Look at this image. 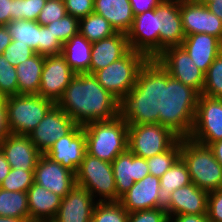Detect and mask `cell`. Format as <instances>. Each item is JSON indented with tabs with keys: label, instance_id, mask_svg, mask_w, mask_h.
<instances>
[{
	"label": "cell",
	"instance_id": "obj_1",
	"mask_svg": "<svg viewBox=\"0 0 222 222\" xmlns=\"http://www.w3.org/2000/svg\"><path fill=\"white\" fill-rule=\"evenodd\" d=\"M119 100L93 74L79 73L70 81L57 105L79 126L118 116Z\"/></svg>",
	"mask_w": 222,
	"mask_h": 222
},
{
	"label": "cell",
	"instance_id": "obj_2",
	"mask_svg": "<svg viewBox=\"0 0 222 222\" xmlns=\"http://www.w3.org/2000/svg\"><path fill=\"white\" fill-rule=\"evenodd\" d=\"M162 99L163 66L156 59H148L135 86L119 100L118 116L128 125L159 123Z\"/></svg>",
	"mask_w": 222,
	"mask_h": 222
},
{
	"label": "cell",
	"instance_id": "obj_3",
	"mask_svg": "<svg viewBox=\"0 0 222 222\" xmlns=\"http://www.w3.org/2000/svg\"><path fill=\"white\" fill-rule=\"evenodd\" d=\"M199 95L192 87L172 78L163 67V99L159 124L170 129L180 139L189 138Z\"/></svg>",
	"mask_w": 222,
	"mask_h": 222
},
{
	"label": "cell",
	"instance_id": "obj_4",
	"mask_svg": "<svg viewBox=\"0 0 222 222\" xmlns=\"http://www.w3.org/2000/svg\"><path fill=\"white\" fill-rule=\"evenodd\" d=\"M88 154L112 163L128 149V124L119 116L83 126Z\"/></svg>",
	"mask_w": 222,
	"mask_h": 222
},
{
	"label": "cell",
	"instance_id": "obj_5",
	"mask_svg": "<svg viewBox=\"0 0 222 222\" xmlns=\"http://www.w3.org/2000/svg\"><path fill=\"white\" fill-rule=\"evenodd\" d=\"M180 157L185 162L191 182L206 192L222 188V165L205 145L181 138Z\"/></svg>",
	"mask_w": 222,
	"mask_h": 222
},
{
	"label": "cell",
	"instance_id": "obj_6",
	"mask_svg": "<svg viewBox=\"0 0 222 222\" xmlns=\"http://www.w3.org/2000/svg\"><path fill=\"white\" fill-rule=\"evenodd\" d=\"M5 105L10 133L28 136L55 103L40 95L19 94L6 97Z\"/></svg>",
	"mask_w": 222,
	"mask_h": 222
},
{
	"label": "cell",
	"instance_id": "obj_7",
	"mask_svg": "<svg viewBox=\"0 0 222 222\" xmlns=\"http://www.w3.org/2000/svg\"><path fill=\"white\" fill-rule=\"evenodd\" d=\"M147 60L144 54L130 50L124 57L93 75L105 90L120 100L135 86L138 73Z\"/></svg>",
	"mask_w": 222,
	"mask_h": 222
},
{
	"label": "cell",
	"instance_id": "obj_8",
	"mask_svg": "<svg viewBox=\"0 0 222 222\" xmlns=\"http://www.w3.org/2000/svg\"><path fill=\"white\" fill-rule=\"evenodd\" d=\"M75 176L76 185L85 188L94 199L99 196L100 202L117 201V189L110 162L86 152Z\"/></svg>",
	"mask_w": 222,
	"mask_h": 222
},
{
	"label": "cell",
	"instance_id": "obj_9",
	"mask_svg": "<svg viewBox=\"0 0 222 222\" xmlns=\"http://www.w3.org/2000/svg\"><path fill=\"white\" fill-rule=\"evenodd\" d=\"M179 137L167 127L156 124L128 125V149L141 158L167 151Z\"/></svg>",
	"mask_w": 222,
	"mask_h": 222
},
{
	"label": "cell",
	"instance_id": "obj_10",
	"mask_svg": "<svg viewBox=\"0 0 222 222\" xmlns=\"http://www.w3.org/2000/svg\"><path fill=\"white\" fill-rule=\"evenodd\" d=\"M189 138L205 146L222 139V99L199 95Z\"/></svg>",
	"mask_w": 222,
	"mask_h": 222
},
{
	"label": "cell",
	"instance_id": "obj_11",
	"mask_svg": "<svg viewBox=\"0 0 222 222\" xmlns=\"http://www.w3.org/2000/svg\"><path fill=\"white\" fill-rule=\"evenodd\" d=\"M156 60L168 71L172 78L192 87L200 95L202 94L205 73L195 65L182 46L166 48Z\"/></svg>",
	"mask_w": 222,
	"mask_h": 222
},
{
	"label": "cell",
	"instance_id": "obj_12",
	"mask_svg": "<svg viewBox=\"0 0 222 222\" xmlns=\"http://www.w3.org/2000/svg\"><path fill=\"white\" fill-rule=\"evenodd\" d=\"M77 125L70 116L55 104L35 129L28 134V137L36 148L42 154H45L57 140L69 134Z\"/></svg>",
	"mask_w": 222,
	"mask_h": 222
},
{
	"label": "cell",
	"instance_id": "obj_13",
	"mask_svg": "<svg viewBox=\"0 0 222 222\" xmlns=\"http://www.w3.org/2000/svg\"><path fill=\"white\" fill-rule=\"evenodd\" d=\"M126 35L131 50L144 54L148 59L159 56V23L155 9L135 15Z\"/></svg>",
	"mask_w": 222,
	"mask_h": 222
},
{
	"label": "cell",
	"instance_id": "obj_14",
	"mask_svg": "<svg viewBox=\"0 0 222 222\" xmlns=\"http://www.w3.org/2000/svg\"><path fill=\"white\" fill-rule=\"evenodd\" d=\"M75 75L62 54L45 56L38 95L57 104Z\"/></svg>",
	"mask_w": 222,
	"mask_h": 222
},
{
	"label": "cell",
	"instance_id": "obj_15",
	"mask_svg": "<svg viewBox=\"0 0 222 222\" xmlns=\"http://www.w3.org/2000/svg\"><path fill=\"white\" fill-rule=\"evenodd\" d=\"M180 13L185 36L205 33L222 42V20L197 0H180Z\"/></svg>",
	"mask_w": 222,
	"mask_h": 222
},
{
	"label": "cell",
	"instance_id": "obj_16",
	"mask_svg": "<svg viewBox=\"0 0 222 222\" xmlns=\"http://www.w3.org/2000/svg\"><path fill=\"white\" fill-rule=\"evenodd\" d=\"M86 152L83 126L77 125L69 134L57 140L45 155L76 174Z\"/></svg>",
	"mask_w": 222,
	"mask_h": 222
},
{
	"label": "cell",
	"instance_id": "obj_17",
	"mask_svg": "<svg viewBox=\"0 0 222 222\" xmlns=\"http://www.w3.org/2000/svg\"><path fill=\"white\" fill-rule=\"evenodd\" d=\"M34 182L64 198L76 185V176L74 172L42 154L34 169Z\"/></svg>",
	"mask_w": 222,
	"mask_h": 222
},
{
	"label": "cell",
	"instance_id": "obj_18",
	"mask_svg": "<svg viewBox=\"0 0 222 222\" xmlns=\"http://www.w3.org/2000/svg\"><path fill=\"white\" fill-rule=\"evenodd\" d=\"M159 23V55L169 47L181 46L185 34L182 27L180 0H163L156 8Z\"/></svg>",
	"mask_w": 222,
	"mask_h": 222
},
{
	"label": "cell",
	"instance_id": "obj_19",
	"mask_svg": "<svg viewBox=\"0 0 222 222\" xmlns=\"http://www.w3.org/2000/svg\"><path fill=\"white\" fill-rule=\"evenodd\" d=\"M111 165L117 189V201L134 185V182L150 174L146 159L135 156L129 149L119 154Z\"/></svg>",
	"mask_w": 222,
	"mask_h": 222
},
{
	"label": "cell",
	"instance_id": "obj_20",
	"mask_svg": "<svg viewBox=\"0 0 222 222\" xmlns=\"http://www.w3.org/2000/svg\"><path fill=\"white\" fill-rule=\"evenodd\" d=\"M96 199L85 188L75 185L62 198L58 213L52 222H91Z\"/></svg>",
	"mask_w": 222,
	"mask_h": 222
},
{
	"label": "cell",
	"instance_id": "obj_21",
	"mask_svg": "<svg viewBox=\"0 0 222 222\" xmlns=\"http://www.w3.org/2000/svg\"><path fill=\"white\" fill-rule=\"evenodd\" d=\"M0 149L11 168L34 171L42 153L25 135H8L1 143Z\"/></svg>",
	"mask_w": 222,
	"mask_h": 222
},
{
	"label": "cell",
	"instance_id": "obj_22",
	"mask_svg": "<svg viewBox=\"0 0 222 222\" xmlns=\"http://www.w3.org/2000/svg\"><path fill=\"white\" fill-rule=\"evenodd\" d=\"M160 178L148 174L124 193L119 202L128 213L157 208Z\"/></svg>",
	"mask_w": 222,
	"mask_h": 222
},
{
	"label": "cell",
	"instance_id": "obj_23",
	"mask_svg": "<svg viewBox=\"0 0 222 222\" xmlns=\"http://www.w3.org/2000/svg\"><path fill=\"white\" fill-rule=\"evenodd\" d=\"M127 35L117 32L113 36L92 43L90 74L124 57L129 51Z\"/></svg>",
	"mask_w": 222,
	"mask_h": 222
},
{
	"label": "cell",
	"instance_id": "obj_24",
	"mask_svg": "<svg viewBox=\"0 0 222 222\" xmlns=\"http://www.w3.org/2000/svg\"><path fill=\"white\" fill-rule=\"evenodd\" d=\"M181 46L204 73L222 52V42L217 37L205 33L185 36Z\"/></svg>",
	"mask_w": 222,
	"mask_h": 222
},
{
	"label": "cell",
	"instance_id": "obj_25",
	"mask_svg": "<svg viewBox=\"0 0 222 222\" xmlns=\"http://www.w3.org/2000/svg\"><path fill=\"white\" fill-rule=\"evenodd\" d=\"M29 222H52L58 213L62 197L34 184L27 191Z\"/></svg>",
	"mask_w": 222,
	"mask_h": 222
},
{
	"label": "cell",
	"instance_id": "obj_26",
	"mask_svg": "<svg viewBox=\"0 0 222 222\" xmlns=\"http://www.w3.org/2000/svg\"><path fill=\"white\" fill-rule=\"evenodd\" d=\"M207 204L208 192L190 183L171 193L170 217L182 214L206 215Z\"/></svg>",
	"mask_w": 222,
	"mask_h": 222
},
{
	"label": "cell",
	"instance_id": "obj_27",
	"mask_svg": "<svg viewBox=\"0 0 222 222\" xmlns=\"http://www.w3.org/2000/svg\"><path fill=\"white\" fill-rule=\"evenodd\" d=\"M191 182L187 165L179 157L169 170L160 177V189L157 198V208L165 210L170 217L171 193L189 185Z\"/></svg>",
	"mask_w": 222,
	"mask_h": 222
},
{
	"label": "cell",
	"instance_id": "obj_28",
	"mask_svg": "<svg viewBox=\"0 0 222 222\" xmlns=\"http://www.w3.org/2000/svg\"><path fill=\"white\" fill-rule=\"evenodd\" d=\"M94 12L104 17L116 32L125 34L135 16L130 0H94Z\"/></svg>",
	"mask_w": 222,
	"mask_h": 222
},
{
	"label": "cell",
	"instance_id": "obj_29",
	"mask_svg": "<svg viewBox=\"0 0 222 222\" xmlns=\"http://www.w3.org/2000/svg\"><path fill=\"white\" fill-rule=\"evenodd\" d=\"M45 56L35 53L16 66L18 95H38Z\"/></svg>",
	"mask_w": 222,
	"mask_h": 222
},
{
	"label": "cell",
	"instance_id": "obj_30",
	"mask_svg": "<svg viewBox=\"0 0 222 222\" xmlns=\"http://www.w3.org/2000/svg\"><path fill=\"white\" fill-rule=\"evenodd\" d=\"M92 43L77 33L63 44L62 55L70 68L76 73L90 74Z\"/></svg>",
	"mask_w": 222,
	"mask_h": 222
},
{
	"label": "cell",
	"instance_id": "obj_31",
	"mask_svg": "<svg viewBox=\"0 0 222 222\" xmlns=\"http://www.w3.org/2000/svg\"><path fill=\"white\" fill-rule=\"evenodd\" d=\"M12 40L27 44L40 54V24L37 21L14 20L6 25Z\"/></svg>",
	"mask_w": 222,
	"mask_h": 222
},
{
	"label": "cell",
	"instance_id": "obj_32",
	"mask_svg": "<svg viewBox=\"0 0 222 222\" xmlns=\"http://www.w3.org/2000/svg\"><path fill=\"white\" fill-rule=\"evenodd\" d=\"M0 216L25 219L29 222L27 192L6 191L0 188Z\"/></svg>",
	"mask_w": 222,
	"mask_h": 222
},
{
	"label": "cell",
	"instance_id": "obj_33",
	"mask_svg": "<svg viewBox=\"0 0 222 222\" xmlns=\"http://www.w3.org/2000/svg\"><path fill=\"white\" fill-rule=\"evenodd\" d=\"M79 33L93 43L109 38L117 32L104 17L92 12L86 17L79 19Z\"/></svg>",
	"mask_w": 222,
	"mask_h": 222
},
{
	"label": "cell",
	"instance_id": "obj_34",
	"mask_svg": "<svg viewBox=\"0 0 222 222\" xmlns=\"http://www.w3.org/2000/svg\"><path fill=\"white\" fill-rule=\"evenodd\" d=\"M129 213L119 201H96L92 222H128Z\"/></svg>",
	"mask_w": 222,
	"mask_h": 222
},
{
	"label": "cell",
	"instance_id": "obj_35",
	"mask_svg": "<svg viewBox=\"0 0 222 222\" xmlns=\"http://www.w3.org/2000/svg\"><path fill=\"white\" fill-rule=\"evenodd\" d=\"M181 139L179 138L167 151L146 159L149 173L161 177L180 157Z\"/></svg>",
	"mask_w": 222,
	"mask_h": 222
},
{
	"label": "cell",
	"instance_id": "obj_36",
	"mask_svg": "<svg viewBox=\"0 0 222 222\" xmlns=\"http://www.w3.org/2000/svg\"><path fill=\"white\" fill-rule=\"evenodd\" d=\"M202 95L222 99V52L215 58L205 73Z\"/></svg>",
	"mask_w": 222,
	"mask_h": 222
},
{
	"label": "cell",
	"instance_id": "obj_37",
	"mask_svg": "<svg viewBox=\"0 0 222 222\" xmlns=\"http://www.w3.org/2000/svg\"><path fill=\"white\" fill-rule=\"evenodd\" d=\"M33 184L34 171L12 168L0 184V188L6 191L27 192Z\"/></svg>",
	"mask_w": 222,
	"mask_h": 222
},
{
	"label": "cell",
	"instance_id": "obj_38",
	"mask_svg": "<svg viewBox=\"0 0 222 222\" xmlns=\"http://www.w3.org/2000/svg\"><path fill=\"white\" fill-rule=\"evenodd\" d=\"M59 41L64 44L72 36L79 33V19L66 14L60 20H56L48 25H45Z\"/></svg>",
	"mask_w": 222,
	"mask_h": 222
},
{
	"label": "cell",
	"instance_id": "obj_39",
	"mask_svg": "<svg viewBox=\"0 0 222 222\" xmlns=\"http://www.w3.org/2000/svg\"><path fill=\"white\" fill-rule=\"evenodd\" d=\"M46 0H13V21H37Z\"/></svg>",
	"mask_w": 222,
	"mask_h": 222
},
{
	"label": "cell",
	"instance_id": "obj_40",
	"mask_svg": "<svg viewBox=\"0 0 222 222\" xmlns=\"http://www.w3.org/2000/svg\"><path fill=\"white\" fill-rule=\"evenodd\" d=\"M0 91L6 96L18 95L16 67L0 55Z\"/></svg>",
	"mask_w": 222,
	"mask_h": 222
},
{
	"label": "cell",
	"instance_id": "obj_41",
	"mask_svg": "<svg viewBox=\"0 0 222 222\" xmlns=\"http://www.w3.org/2000/svg\"><path fill=\"white\" fill-rule=\"evenodd\" d=\"M66 14L63 0H46L44 7L38 15L37 23L45 26L56 20H60Z\"/></svg>",
	"mask_w": 222,
	"mask_h": 222
},
{
	"label": "cell",
	"instance_id": "obj_42",
	"mask_svg": "<svg viewBox=\"0 0 222 222\" xmlns=\"http://www.w3.org/2000/svg\"><path fill=\"white\" fill-rule=\"evenodd\" d=\"M35 54V51L27 44L18 43L17 40H12L10 45L4 50L3 55L6 60L16 67L19 63L24 62Z\"/></svg>",
	"mask_w": 222,
	"mask_h": 222
},
{
	"label": "cell",
	"instance_id": "obj_43",
	"mask_svg": "<svg viewBox=\"0 0 222 222\" xmlns=\"http://www.w3.org/2000/svg\"><path fill=\"white\" fill-rule=\"evenodd\" d=\"M63 44L46 26L40 25V55H58L62 53Z\"/></svg>",
	"mask_w": 222,
	"mask_h": 222
},
{
	"label": "cell",
	"instance_id": "obj_44",
	"mask_svg": "<svg viewBox=\"0 0 222 222\" xmlns=\"http://www.w3.org/2000/svg\"><path fill=\"white\" fill-rule=\"evenodd\" d=\"M128 222H169L167 212L153 208L129 213Z\"/></svg>",
	"mask_w": 222,
	"mask_h": 222
},
{
	"label": "cell",
	"instance_id": "obj_45",
	"mask_svg": "<svg viewBox=\"0 0 222 222\" xmlns=\"http://www.w3.org/2000/svg\"><path fill=\"white\" fill-rule=\"evenodd\" d=\"M66 13L77 19L86 17L94 12V0H63Z\"/></svg>",
	"mask_w": 222,
	"mask_h": 222
},
{
	"label": "cell",
	"instance_id": "obj_46",
	"mask_svg": "<svg viewBox=\"0 0 222 222\" xmlns=\"http://www.w3.org/2000/svg\"><path fill=\"white\" fill-rule=\"evenodd\" d=\"M207 216L210 222H222V188L208 193Z\"/></svg>",
	"mask_w": 222,
	"mask_h": 222
},
{
	"label": "cell",
	"instance_id": "obj_47",
	"mask_svg": "<svg viewBox=\"0 0 222 222\" xmlns=\"http://www.w3.org/2000/svg\"><path fill=\"white\" fill-rule=\"evenodd\" d=\"M163 0H130L134 15L155 9Z\"/></svg>",
	"mask_w": 222,
	"mask_h": 222
},
{
	"label": "cell",
	"instance_id": "obj_48",
	"mask_svg": "<svg viewBox=\"0 0 222 222\" xmlns=\"http://www.w3.org/2000/svg\"><path fill=\"white\" fill-rule=\"evenodd\" d=\"M13 21V0H0V25Z\"/></svg>",
	"mask_w": 222,
	"mask_h": 222
},
{
	"label": "cell",
	"instance_id": "obj_49",
	"mask_svg": "<svg viewBox=\"0 0 222 222\" xmlns=\"http://www.w3.org/2000/svg\"><path fill=\"white\" fill-rule=\"evenodd\" d=\"M169 222H210V220L207 214L206 215L182 214L169 217Z\"/></svg>",
	"mask_w": 222,
	"mask_h": 222
},
{
	"label": "cell",
	"instance_id": "obj_50",
	"mask_svg": "<svg viewBox=\"0 0 222 222\" xmlns=\"http://www.w3.org/2000/svg\"><path fill=\"white\" fill-rule=\"evenodd\" d=\"M10 134L7 123V109L0 108V143Z\"/></svg>",
	"mask_w": 222,
	"mask_h": 222
},
{
	"label": "cell",
	"instance_id": "obj_51",
	"mask_svg": "<svg viewBox=\"0 0 222 222\" xmlns=\"http://www.w3.org/2000/svg\"><path fill=\"white\" fill-rule=\"evenodd\" d=\"M12 39L5 25H0V55L10 45Z\"/></svg>",
	"mask_w": 222,
	"mask_h": 222
},
{
	"label": "cell",
	"instance_id": "obj_52",
	"mask_svg": "<svg viewBox=\"0 0 222 222\" xmlns=\"http://www.w3.org/2000/svg\"><path fill=\"white\" fill-rule=\"evenodd\" d=\"M10 164L7 162L5 155L0 149V184L5 179V177L9 174L11 170Z\"/></svg>",
	"mask_w": 222,
	"mask_h": 222
},
{
	"label": "cell",
	"instance_id": "obj_53",
	"mask_svg": "<svg viewBox=\"0 0 222 222\" xmlns=\"http://www.w3.org/2000/svg\"><path fill=\"white\" fill-rule=\"evenodd\" d=\"M208 147L212 150L216 160L222 165V139L211 143Z\"/></svg>",
	"mask_w": 222,
	"mask_h": 222
},
{
	"label": "cell",
	"instance_id": "obj_54",
	"mask_svg": "<svg viewBox=\"0 0 222 222\" xmlns=\"http://www.w3.org/2000/svg\"><path fill=\"white\" fill-rule=\"evenodd\" d=\"M206 7L222 20V1L218 0L215 2L208 3Z\"/></svg>",
	"mask_w": 222,
	"mask_h": 222
},
{
	"label": "cell",
	"instance_id": "obj_55",
	"mask_svg": "<svg viewBox=\"0 0 222 222\" xmlns=\"http://www.w3.org/2000/svg\"><path fill=\"white\" fill-rule=\"evenodd\" d=\"M0 222H27L25 219L0 216Z\"/></svg>",
	"mask_w": 222,
	"mask_h": 222
},
{
	"label": "cell",
	"instance_id": "obj_56",
	"mask_svg": "<svg viewBox=\"0 0 222 222\" xmlns=\"http://www.w3.org/2000/svg\"><path fill=\"white\" fill-rule=\"evenodd\" d=\"M5 99L6 96L0 91V108H6Z\"/></svg>",
	"mask_w": 222,
	"mask_h": 222
},
{
	"label": "cell",
	"instance_id": "obj_57",
	"mask_svg": "<svg viewBox=\"0 0 222 222\" xmlns=\"http://www.w3.org/2000/svg\"><path fill=\"white\" fill-rule=\"evenodd\" d=\"M197 1L204 4V5H207L208 3L215 2L218 0H197ZM220 1H222V0H220Z\"/></svg>",
	"mask_w": 222,
	"mask_h": 222
}]
</instances>
